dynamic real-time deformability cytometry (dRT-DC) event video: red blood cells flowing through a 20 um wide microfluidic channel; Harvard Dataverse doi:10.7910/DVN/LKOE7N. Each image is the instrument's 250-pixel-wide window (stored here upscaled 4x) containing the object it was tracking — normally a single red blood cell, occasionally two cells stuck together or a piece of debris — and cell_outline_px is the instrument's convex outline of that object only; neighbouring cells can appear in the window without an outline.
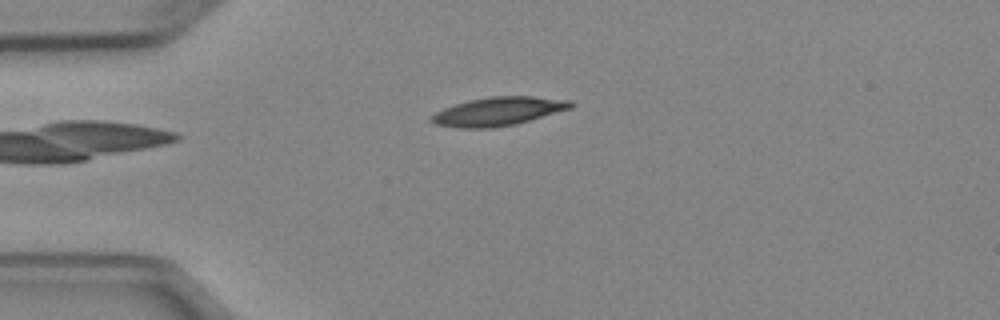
{"species": "Egyptian fruit bat (a non-hibernating species)", "species_latin": "Rousettus aegyptiacus", "temperature_condition": "cold", "stored_images_in_passage": 4, "camera_frame_rate_fps": 3000, "um_per_image_px": 0.085, "animal": {"sex": "female"}, "frame": {"image": 1, "passage_image": 4, "time_ms": 3.333, "image_size_px": [1000, 320], "cell_outline_px": [[576, 104], [572, 108], [516, 124], [492, 128], [460, 128], [436, 124], [428, 120], [436, 112], [444, 108], [468, 100], [492, 96], [532, 96], [572, 100]], "centroid_in_image_um": [42.39, 9.46], "position_along_channel_um": 42.6, "area_um2": 23.24}}